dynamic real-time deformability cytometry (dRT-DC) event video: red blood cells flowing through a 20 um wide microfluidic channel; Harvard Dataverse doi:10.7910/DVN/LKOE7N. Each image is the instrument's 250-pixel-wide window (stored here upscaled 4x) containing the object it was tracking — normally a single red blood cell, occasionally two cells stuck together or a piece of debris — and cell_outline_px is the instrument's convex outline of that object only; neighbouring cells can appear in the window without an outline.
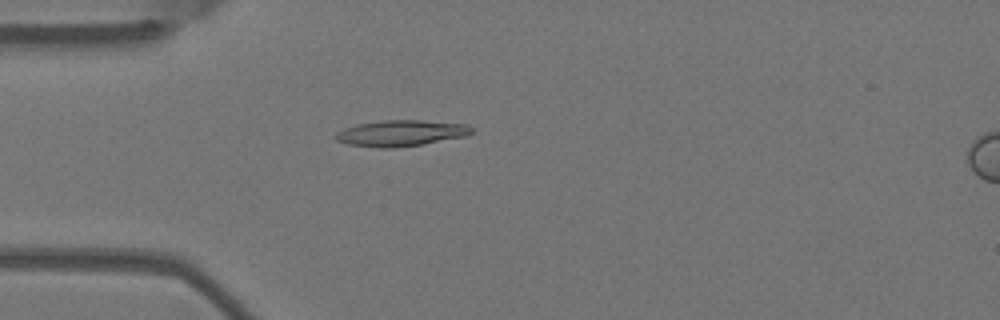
{"species": "Egyptian fruit bat (a non-hibernating species)", "species_latin": "Rousettus aegyptiacus", "temperature_condition": "warm", "stored_images_in_passage": 4, "segment_of_instrument_passage": [1, 2], "camera_frame_rate_fps": 3000, "um_per_image_px": 0.085, "animal": {"sex": "female"}, "frame": {"image": 1, "passage_image": 3, "time_ms": 0.667, "image_size_px": [1000, 320], "cell_outline_px": [[472, 132], [464, 136], [420, 144], [396, 148], [380, 148], [348, 144], [336, 140], [336, 132], [344, 128], [356, 124], [384, 120], [420, 120], [468, 124], [472, 128]], "centroid_in_image_um": [34.05, 11.31], "position_along_channel_um": 51.0, "area_um2": 20.46}}